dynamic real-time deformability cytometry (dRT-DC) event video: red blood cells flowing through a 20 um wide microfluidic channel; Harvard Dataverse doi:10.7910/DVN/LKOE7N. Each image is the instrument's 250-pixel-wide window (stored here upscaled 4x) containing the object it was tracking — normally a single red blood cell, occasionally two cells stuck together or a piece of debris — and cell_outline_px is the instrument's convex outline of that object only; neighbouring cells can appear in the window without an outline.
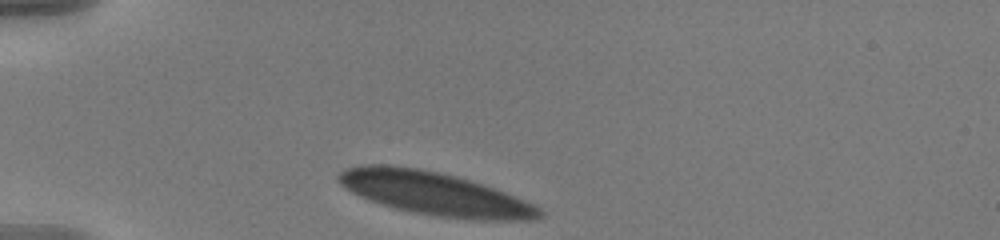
{"species": "human", "species_latin": "Homo sapiens", "temperature_condition": "warm", "stored_images_in_passage": 4, "camera_frame_rate_fps": 3000, "um_per_image_px": 0.085, "donor": {"sex": "male"}, "frame": {"image": 1, "passage_image": 1, "time_ms": 0.0, "image_size_px": [1000, 240], "cell_outline_px": [[544, 216], [536, 220], [472, 220], [440, 216], [412, 212], [396, 208], [368, 200], [344, 188], [336, 180], [336, 176], [344, 168], [364, 164], [388, 164], [420, 168], [440, 172], [456, 176], [504, 192], [524, 200], [540, 208], [544, 212]], "centroid_in_image_um": [36.91, 16.45], "position_along_channel_um": 48.1, "area_um2": 50.63}}
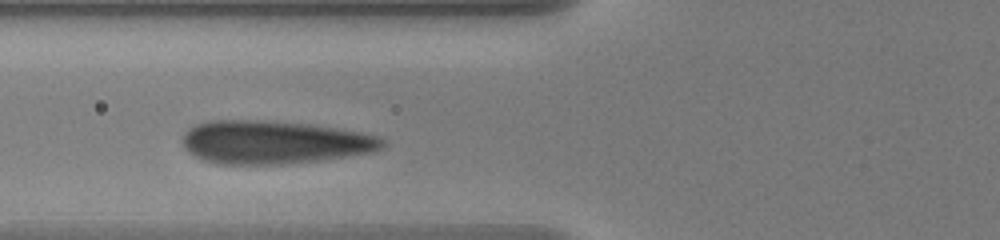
{"frame": {"image": 2, "passage_image": 3, "time_ms": 0.667, "image_size_px": [1000, 240], "cell_outline_px": [[384, 148], [372, 152], [320, 160], [292, 164], [216, 164], [204, 160], [188, 152], [184, 148], [184, 132], [196, 124], [212, 120], [260, 120], [312, 124], [360, 132], [380, 136], [384, 140]], "centroid_in_image_um": [23.31, 12.09], "position_along_channel_um": 102.5, "area_um2": 50.46}}
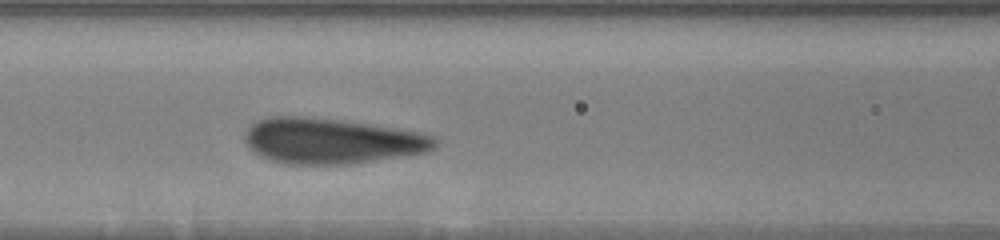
{"frame": {"image": 3, "passage_image": 4, "time_ms": 1.0, "image_size_px": [1000, 240], "cell_outline_px": [[436, 144], [428, 152], [404, 156], [352, 164], [288, 164], [272, 160], [260, 156], [248, 148], [244, 140], [244, 132], [256, 120], [268, 116], [296, 116], [340, 120], [368, 124], [420, 132], [432, 136], [436, 140]], "centroid_in_image_um": [28.13, 11.98], "position_along_channel_um": 138.5, "area_um2": 50.46}}